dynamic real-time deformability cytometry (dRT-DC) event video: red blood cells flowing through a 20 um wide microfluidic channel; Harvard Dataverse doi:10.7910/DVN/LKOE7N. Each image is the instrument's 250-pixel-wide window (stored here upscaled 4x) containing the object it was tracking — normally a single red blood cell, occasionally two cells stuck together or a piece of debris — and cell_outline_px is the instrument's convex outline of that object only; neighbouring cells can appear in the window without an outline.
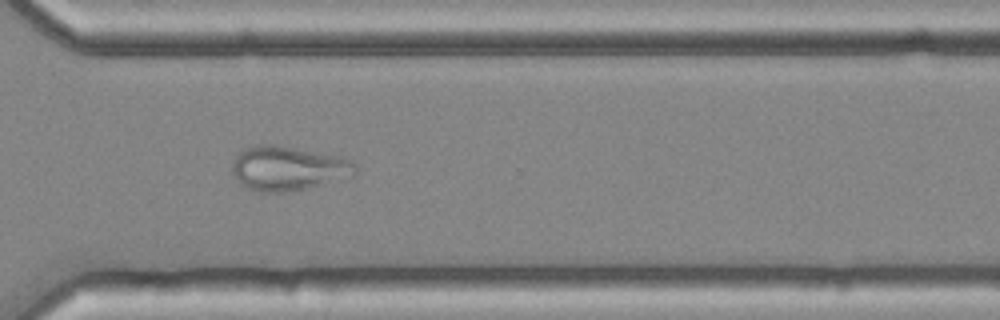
{"species": "common noctule bat (a hibernating species)", "species_latin": "Nyctalus noctula", "temperature_condition": "cold", "stored_images_in_passage": 50, "camera_frame_rate_fps": 3000, "um_per_image_px": 0.085, "animal": {"sex": "female", "body_mass_g": 25.1}, "frame": {"image": 1, "passage_image": 36, "time_ms": 11.667, "image_size_px": [1000, 320], "cell_outline_px": [[356, 172], [352, 176], [304, 188], [284, 192], [264, 192], [248, 188], [240, 184], [232, 176], [232, 164], [236, 156], [244, 148], [256, 144], [276, 144], [344, 156], [356, 164]], "centroid_in_image_um": [24.47, 14.28], "position_along_channel_um": 346.1, "area_um2": 32.02}}
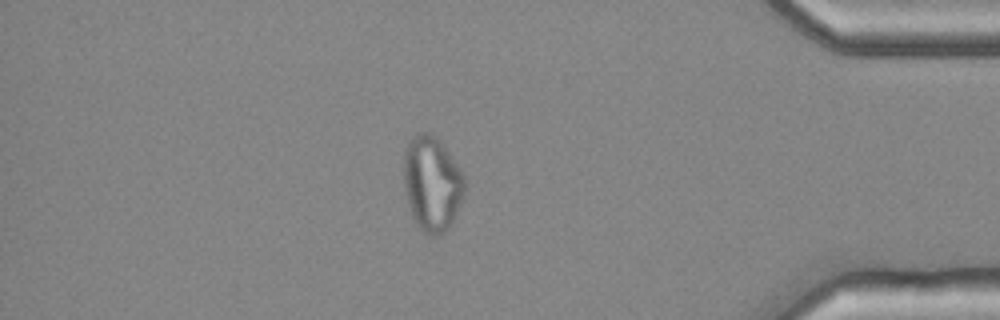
{"frame": {"image": 2, "passage_image": 43, "time_ms": 14.0, "image_size_px": [1000, 320], "cell_outline_px": [[464, 192], [456, 212], [448, 228], [444, 232], [436, 236], [432, 236], [424, 232], [416, 224], [412, 216], [408, 204], [404, 184], [404, 152], [412, 136], [420, 132], [428, 132], [440, 140], [464, 172]], "centroid_in_image_um": [36.72, 15.58], "position_along_channel_um": 398.5, "area_um2": 33.58}}